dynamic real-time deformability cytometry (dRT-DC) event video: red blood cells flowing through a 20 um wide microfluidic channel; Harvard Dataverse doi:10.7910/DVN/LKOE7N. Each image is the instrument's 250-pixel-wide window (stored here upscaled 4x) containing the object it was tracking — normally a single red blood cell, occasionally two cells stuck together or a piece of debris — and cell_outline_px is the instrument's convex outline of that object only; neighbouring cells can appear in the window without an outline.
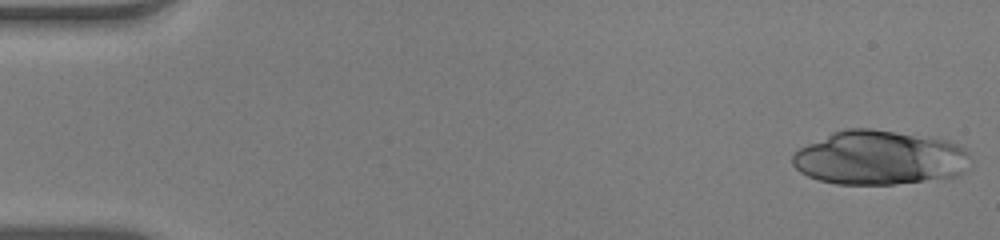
{"species": "human", "species_latin": "Homo sapiens", "temperature_condition": "warm", "stored_images_in_passage": 51, "camera_frame_rate_fps": 3000, "um_per_image_px": 0.085, "donor": {"sex": "male"}, "frame": {"image": 1, "passage_image": 1, "time_ms": 0.0, "image_size_px": [1000, 240], "cell_outline_px": [[972, 156], [964, 172], [960, 176], [892, 184], [836, 184], [820, 180], [808, 176], [800, 172], [792, 164], [792, 152], [832, 132], [844, 128], [872, 128], [928, 136], [948, 140], [964, 148]], "centroid_in_image_um": [74.77, 13.4], "position_along_channel_um": 10.2, "area_um2": 56.64}}